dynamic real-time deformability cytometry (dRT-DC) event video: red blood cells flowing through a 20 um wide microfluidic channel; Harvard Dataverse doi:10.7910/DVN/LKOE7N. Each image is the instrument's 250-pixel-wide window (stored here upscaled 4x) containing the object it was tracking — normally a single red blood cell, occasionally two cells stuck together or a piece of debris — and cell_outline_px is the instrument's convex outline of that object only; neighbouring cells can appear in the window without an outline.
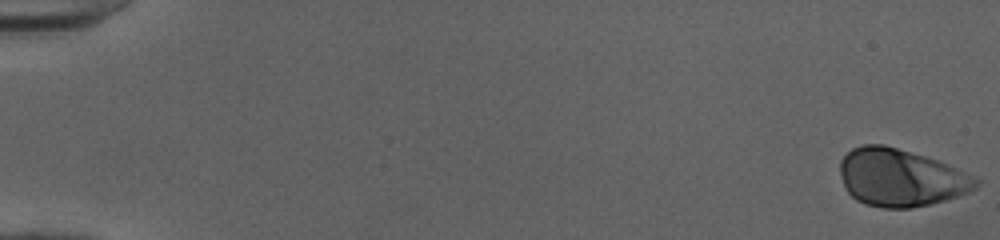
{"species": "human", "species_latin": "Homo sapiens", "temperature_condition": "cold", "stored_images_in_passage": 52, "camera_frame_rate_fps": 3000, "um_per_image_px": 0.085, "donor": {"sex": "female"}, "frame": {"image": 1, "passage_image": 1, "time_ms": 0.0, "image_size_px": [1000, 240], "cell_outline_px": [[980, 180], [976, 188], [968, 192], [944, 200], [928, 204], [908, 208], [884, 208], [868, 204], [856, 200], [848, 192], [844, 184], [840, 172], [840, 160], [852, 148], [864, 144], [884, 144], [924, 156], [936, 160], [972, 176]], "centroid_in_image_um": [76.52, 15.09], "position_along_channel_um": 8.5, "area_um2": 44.85}}
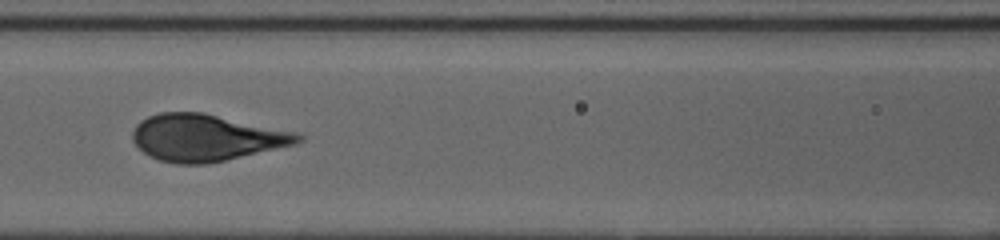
{"frame": {"image": 2, "passage_image": 25, "time_ms": 8.0, "image_size_px": [1000, 240], "cell_outline_px": [[304, 140], [296, 144], [208, 164], [176, 164], [160, 160], [148, 156], [132, 140], [132, 132], [136, 124], [140, 120], [148, 116], [160, 112], [200, 112], [300, 132], [304, 136]], "centroid_in_image_um": [17.54, 11.7], "position_along_channel_um": 149.1, "area_um2": 45.26}}
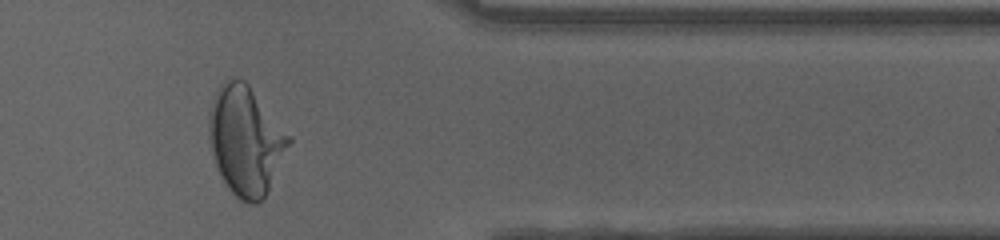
{"frame": {"image": 3, "passage_image": 44, "time_ms": 14.333, "image_size_px": [1000, 240], "cell_outline_px": [[292, 140], [264, 196], [256, 204], [248, 204], [240, 200], [228, 188], [220, 176], [212, 160], [208, 128], [208, 116], [216, 92], [220, 84], [224, 80], [244, 80], [248, 84], [292, 136]], "centroid_in_image_um": [20.86, 11.95], "position_along_channel_um": 390.5, "area_um2": 50.4}}